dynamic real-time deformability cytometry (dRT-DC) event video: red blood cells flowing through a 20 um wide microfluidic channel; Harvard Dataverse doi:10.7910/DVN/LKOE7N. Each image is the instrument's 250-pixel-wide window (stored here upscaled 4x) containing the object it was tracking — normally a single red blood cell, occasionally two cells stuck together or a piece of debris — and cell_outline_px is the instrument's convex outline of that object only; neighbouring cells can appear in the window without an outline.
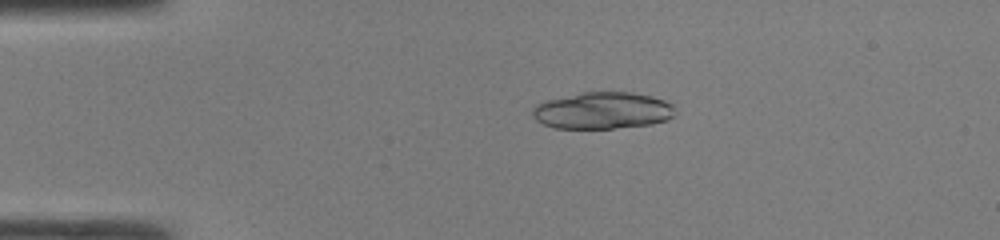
{"species": "common noctule bat (a hibernating species)", "species_latin": "Nyctalus noctula", "temperature_condition": "room temperature", "stored_images_in_passage": 47, "camera_frame_rate_fps": 3000, "um_per_image_px": 0.085, "animal": {"sex": "male", "body_mass_g": 19.0, "forearm_length_mm": 50.8}, "frame": {"image": 1, "passage_image": 10, "time_ms": 3.0, "image_size_px": [1000, 240], "cell_outline_px": [[676, 112], [668, 120], [652, 124], [612, 128], [556, 128], [544, 124], [536, 120], [532, 116], [532, 108], [536, 104], [544, 100], [580, 92], [632, 92], [652, 96], [664, 100], [672, 104]], "centroid_in_image_um": [51.2, 9.38], "position_along_channel_um": 33.8, "area_um2": 30.81}}